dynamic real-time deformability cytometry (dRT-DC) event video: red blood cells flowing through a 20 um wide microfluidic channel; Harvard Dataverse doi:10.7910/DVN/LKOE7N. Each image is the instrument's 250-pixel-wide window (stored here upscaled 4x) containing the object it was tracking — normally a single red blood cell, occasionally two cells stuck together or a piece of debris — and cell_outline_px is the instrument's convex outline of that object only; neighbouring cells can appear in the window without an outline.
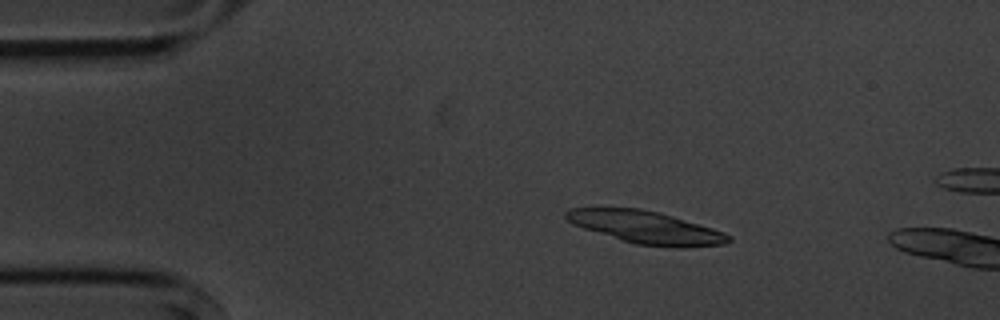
{"species": "common noctule bat (a hibernating species)", "species_latin": "Nyctalus noctula", "temperature_condition": "cold", "stored_images_in_passage": 5, "camera_frame_rate_fps": 3000, "um_per_image_px": 0.085, "animal": {"sex": "male", "body_mass_g": 20.1, "forearm_length_mm": 53.5}, "frame": {"image": 1, "passage_image": 3, "time_ms": 2.333, "image_size_px": [1000, 320], "cell_outline_px": [[732, 240], [724, 244], [680, 248], [636, 244], [620, 240], [572, 224], [564, 216], [564, 212], [568, 208], [640, 208], [672, 216], [712, 228], [724, 232], [732, 236]], "centroid_in_image_um": [54.9, 19.33], "position_along_channel_um": 30.1, "area_um2": 30.63}}